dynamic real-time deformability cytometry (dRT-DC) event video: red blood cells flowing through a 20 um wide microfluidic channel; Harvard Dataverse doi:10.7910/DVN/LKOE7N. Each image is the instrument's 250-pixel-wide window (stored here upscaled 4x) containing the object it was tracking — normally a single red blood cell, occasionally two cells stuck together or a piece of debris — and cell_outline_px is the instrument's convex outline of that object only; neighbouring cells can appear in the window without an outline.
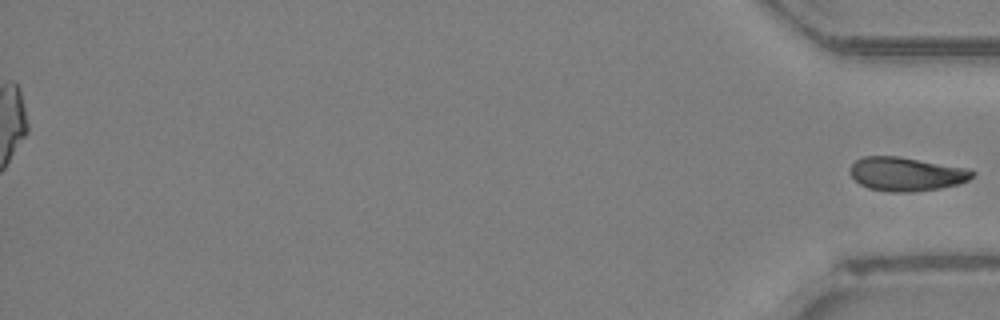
{"species": "Egyptian fruit bat (a non-hibernating species)", "species_latin": "Rousettus aegyptiacus", "temperature_condition": "room temperature", "stored_images_in_passage": 46, "segment_of_instrument_passage": [2, 2], "camera_frame_rate_fps": 3000, "um_per_image_px": 0.085, "animal": {"sex": "female"}, "frame": {"image": 1, "passage_image": 46, "time_ms": 15.0, "image_size_px": [1000, 320], "cell_outline_px": [[976, 172], [968, 180], [956, 184], [940, 188], [912, 192], [892, 192], [868, 188], [860, 184], [848, 172], [848, 168], [856, 160], [864, 156], [900, 156], [968, 168]], "centroid_in_image_um": [77.01, 14.78], "position_along_channel_um": 358.2, "area_um2": 24.16}}